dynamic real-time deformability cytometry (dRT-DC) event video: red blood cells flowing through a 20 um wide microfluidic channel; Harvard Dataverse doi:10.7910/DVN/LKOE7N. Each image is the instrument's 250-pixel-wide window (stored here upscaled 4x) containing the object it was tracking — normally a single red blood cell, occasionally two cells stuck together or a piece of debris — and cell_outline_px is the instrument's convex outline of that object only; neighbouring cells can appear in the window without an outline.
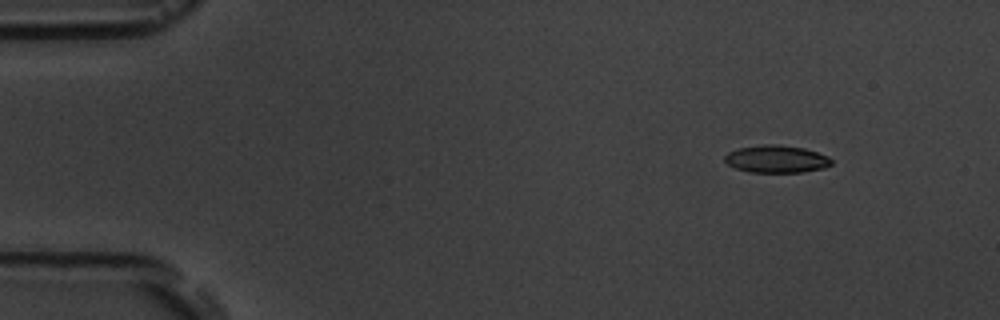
{"species": "common noctule bat (a hibernating species)", "species_latin": "Nyctalus noctula", "temperature_condition": "room temperature", "stored_images_in_passage": 5, "camera_frame_rate_fps": 3000, "um_per_image_px": 0.085, "animal": {"sex": "male", "body_mass_g": 19.5, "forearm_length_mm": 54.6}, "frame": {"image": 1, "passage_image": 2, "time_ms": 1.333, "image_size_px": [1000, 320], "cell_outline_px": [[832, 164], [824, 168], [800, 172], [748, 172], [736, 168], [728, 164], [724, 160], [724, 156], [728, 152], [736, 148], [764, 144], [776, 144], [804, 148], [828, 156], [832, 160]], "centroid_in_image_um": [65.97, 13.51], "position_along_channel_um": 19.0, "area_um2": 17.11}}
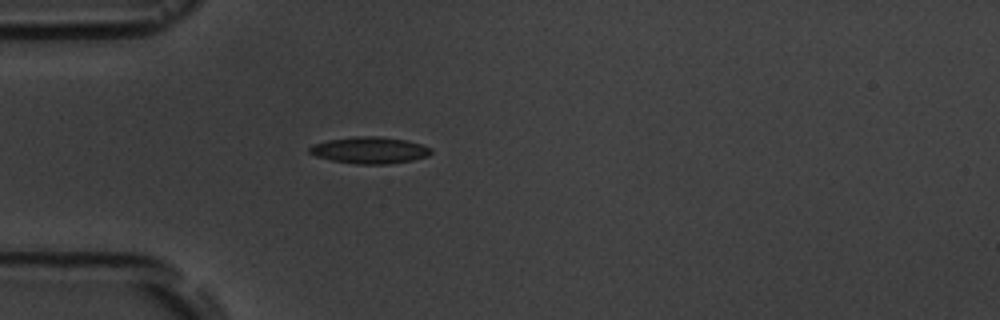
{"frame": {"image": 2, "passage_image": 5, "time_ms": 4.667, "image_size_px": [1000, 320], "cell_outline_px": [[432, 152], [428, 156], [412, 160], [388, 164], [356, 164], [332, 160], [316, 156], [308, 152], [308, 148], [312, 144], [328, 140], [356, 136], [380, 136], [408, 140], [432, 148]], "centroid_in_image_um": [31.42, 12.76], "position_along_channel_um": 53.6, "area_um2": 18.96}}